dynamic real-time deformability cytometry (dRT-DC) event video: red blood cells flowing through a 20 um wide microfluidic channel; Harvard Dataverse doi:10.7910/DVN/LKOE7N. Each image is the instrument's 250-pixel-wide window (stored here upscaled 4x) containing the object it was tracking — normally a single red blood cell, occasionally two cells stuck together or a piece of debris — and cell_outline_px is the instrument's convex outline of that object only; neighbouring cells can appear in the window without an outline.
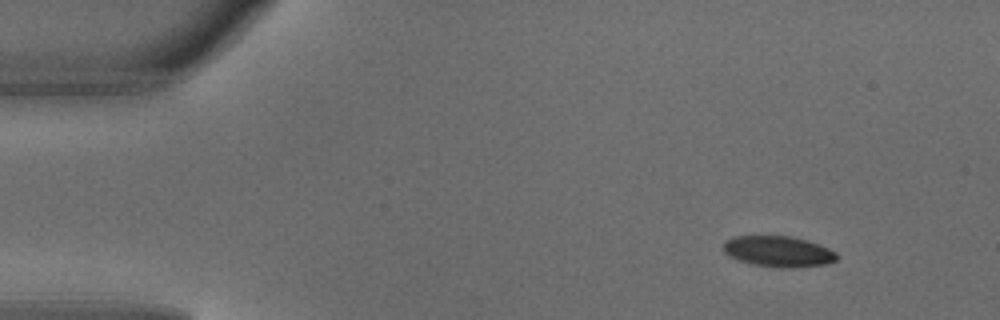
{"species": "common noctule bat (a hibernating species)", "species_latin": "Nyctalus noctula", "temperature_condition": "warm", "stored_images_in_passage": 4, "camera_frame_rate_fps": 3000, "um_per_image_px": 0.085, "animal": {"sex": "male", "body_mass_g": 18.8}, "frame": {"image": 1, "passage_image": 1, "time_ms": 0.0, "image_size_px": [1000, 320], "cell_outline_px": [[836, 260], [824, 264], [792, 268], [772, 268], [752, 264], [728, 256], [724, 252], [724, 240], [736, 236], [788, 236], [808, 240], [828, 248], [836, 252]], "centroid_in_image_um": [66.13, 21.38], "position_along_channel_um": 18.9, "area_um2": 20.4}}
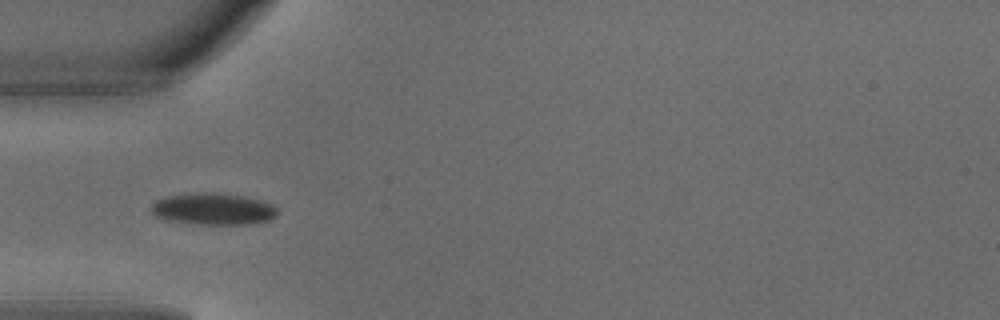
{"frame": {"image": 2, "passage_image": 4, "time_ms": 1.0, "image_size_px": [1000, 320], "cell_outline_px": [[276, 216], [268, 220], [248, 224], [200, 224], [168, 220], [156, 216], [148, 208], [156, 200], [168, 196], [200, 192], [208, 192], [244, 196], [260, 200], [272, 204], [276, 208]], "centroid_in_image_um": [18.1, 17.76], "position_along_channel_um": 66.9, "area_um2": 23.12}}